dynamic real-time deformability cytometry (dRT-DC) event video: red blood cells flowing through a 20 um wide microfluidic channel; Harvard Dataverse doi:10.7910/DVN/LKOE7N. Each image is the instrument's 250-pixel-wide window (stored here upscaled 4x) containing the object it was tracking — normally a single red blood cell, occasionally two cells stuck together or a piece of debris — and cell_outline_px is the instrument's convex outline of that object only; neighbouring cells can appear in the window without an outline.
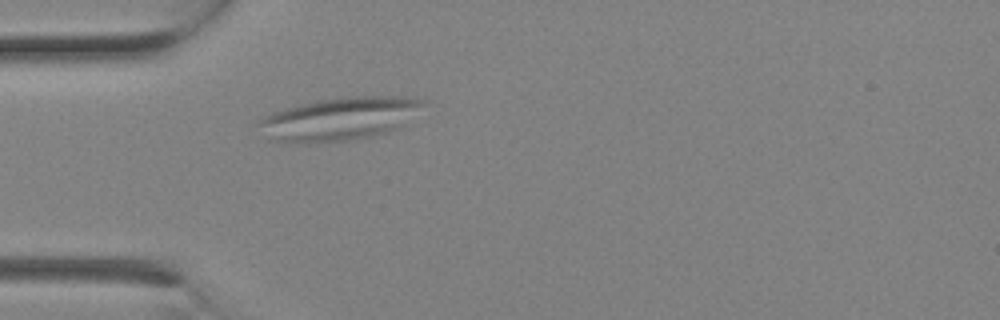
{"species": "Egyptian fruit bat (a non-hibernating species)", "species_latin": "Rousettus aegyptiacus", "temperature_condition": "room temperature", "stored_images_in_passage": 1, "camera_frame_rate_fps": 3000, "um_per_image_px": 0.085, "animal": {"sex": "female"}, "frame": {"image": 1, "passage_image": 1, "time_ms": 0.0, "image_size_px": [1000, 320], "cell_outline_px": [[428, 100], [424, 104], [396, 128], [372, 136], [348, 140], [308, 144], [268, 140], [256, 124], [264, 116], [272, 112], [316, 100], [344, 96], [404, 96]], "centroid_in_image_um": [28.77, 10.1], "position_along_channel_um": 56.2, "area_um2": 41.1}}